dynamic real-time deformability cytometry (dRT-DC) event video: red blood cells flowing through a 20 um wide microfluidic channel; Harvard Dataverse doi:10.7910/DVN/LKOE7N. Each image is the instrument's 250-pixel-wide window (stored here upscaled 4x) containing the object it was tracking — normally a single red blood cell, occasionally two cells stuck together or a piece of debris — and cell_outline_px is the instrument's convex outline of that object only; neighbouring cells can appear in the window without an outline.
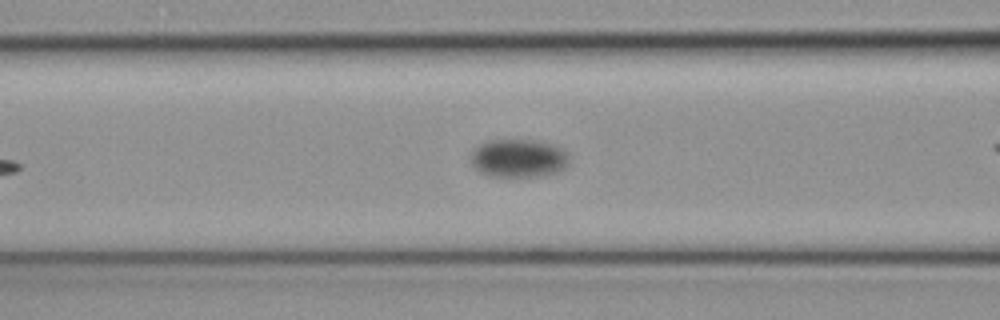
{"species": "common noctule bat (a hibernating species)", "species_latin": "Nyctalus noctula", "temperature_condition": "cold", "stored_images_in_passage": 22, "camera_frame_rate_fps": 3000, "um_per_image_px": 0.085, "animal": {"sex": "female", "body_mass_g": 19.3, "forearm_length_mm": 54.1}, "frame": {"image": 1, "passage_image": 10, "time_ms": 3.0, "image_size_px": [1000, 320], "cell_outline_px": [[568, 164], [556, 172], [540, 176], [488, 176], [480, 172], [472, 164], [472, 152], [480, 144], [488, 140], [532, 140], [552, 144], [560, 148], [568, 156]], "centroid_in_image_um": [44.05, 13.45], "position_along_channel_um": 122.5, "area_um2": 21.56}}
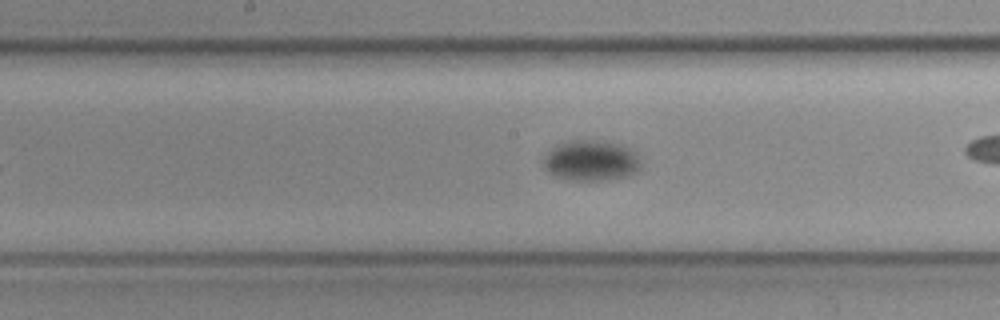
{"frame": {"image": 2, "passage_image": 16, "time_ms": 5.0, "image_size_px": [1000, 320], "cell_outline_px": [[640, 168], [636, 172], [628, 176], [608, 180], [572, 180], [556, 176], [548, 172], [544, 168], [544, 160], [548, 152], [556, 144], [568, 140], [596, 140], [620, 144], [628, 148], [636, 156], [640, 164]], "centroid_in_image_um": [50.21, 13.65], "position_along_channel_um": 198.0, "area_um2": 22.89}}